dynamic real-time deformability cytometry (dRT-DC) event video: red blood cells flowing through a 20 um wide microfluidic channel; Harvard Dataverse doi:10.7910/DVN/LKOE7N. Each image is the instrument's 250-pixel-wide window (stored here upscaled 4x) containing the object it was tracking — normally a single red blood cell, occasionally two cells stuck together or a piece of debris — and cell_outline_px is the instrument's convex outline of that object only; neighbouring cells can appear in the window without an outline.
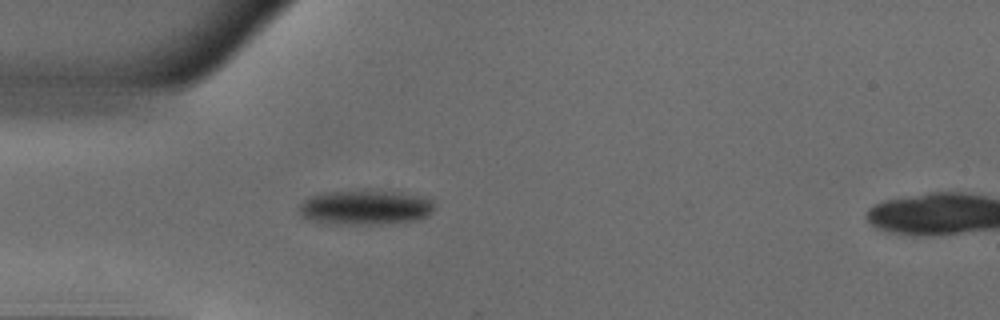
{"species": "common noctule bat (a hibernating species)", "species_latin": "Nyctalus noctula", "temperature_condition": "warm", "stored_images_in_passage": 15, "camera_frame_rate_fps": 3000, "um_per_image_px": 0.085, "animal": {"sex": "male", "body_mass_g": 18.8}, "frame": {"image": 1, "passage_image": 1, "time_ms": 0.0, "image_size_px": [1000, 320], "cell_outline_px": [[436, 208], [428, 216], [420, 220], [380, 224], [332, 224], [308, 220], [300, 216], [300, 204], [308, 196], [324, 192], [364, 188], [400, 192], [420, 196], [432, 200]], "centroid_in_image_um": [31.05, 17.6], "position_along_channel_um": 53.9, "area_um2": 28.38}}
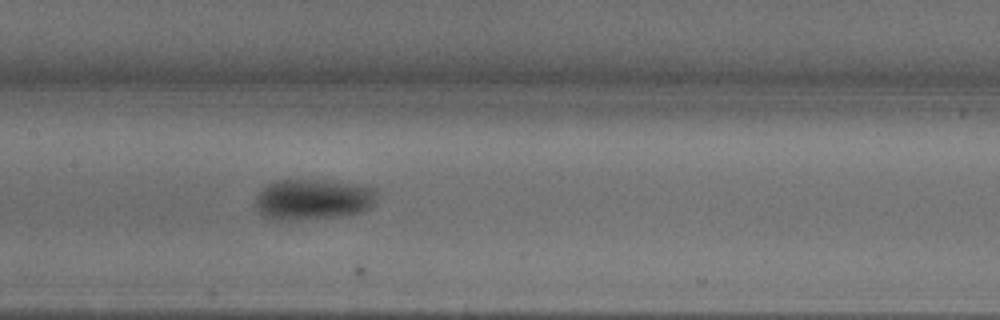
{"frame": {"image": 2, "passage_image": 11, "time_ms": 3.333, "image_size_px": [1000, 320], "cell_outline_px": [[376, 192], [372, 204], [368, 208], [360, 212], [340, 216], [296, 220], [272, 220], [264, 216], [256, 208], [256, 196], [260, 188], [272, 180], [324, 180], [352, 184], [372, 188]], "centroid_in_image_um": [26.5, 16.95], "position_along_channel_um": 180.9, "area_um2": 28.73}}
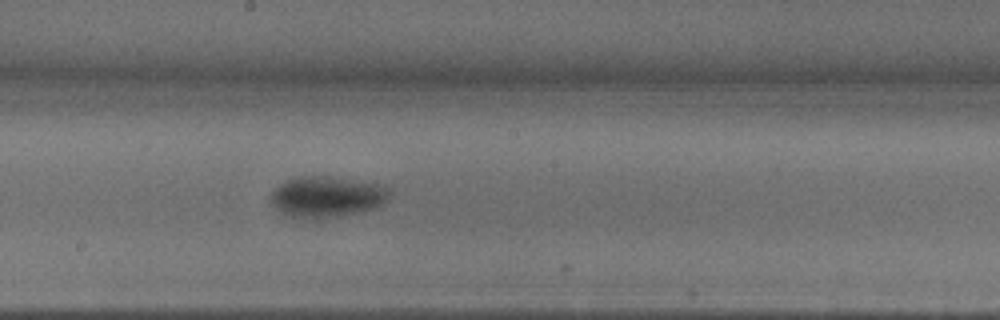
{"frame": {"image": 3, "passage_image": 14, "time_ms": 4.333, "image_size_px": [1000, 320], "cell_outline_px": [[392, 192], [388, 200], [384, 204], [376, 208], [364, 212], [320, 220], [312, 220], [288, 216], [280, 212], [272, 204], [272, 192], [280, 184], [288, 180], [300, 176], [332, 176], [384, 184], [392, 188]], "centroid_in_image_um": [27.88, 16.74], "position_along_channel_um": 220.3, "area_um2": 29.3}}